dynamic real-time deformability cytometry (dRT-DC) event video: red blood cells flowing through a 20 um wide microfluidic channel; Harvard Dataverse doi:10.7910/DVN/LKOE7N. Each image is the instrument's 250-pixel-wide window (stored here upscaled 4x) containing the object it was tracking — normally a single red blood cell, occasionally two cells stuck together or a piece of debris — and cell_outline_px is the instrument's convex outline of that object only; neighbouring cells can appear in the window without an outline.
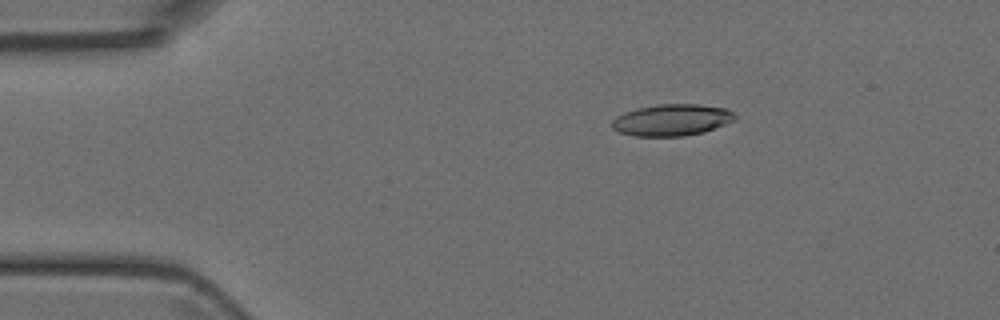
{"species": "Egyptian fruit bat (a non-hibernating species)", "species_latin": "Rousettus aegyptiacus", "temperature_condition": "room temperature", "stored_images_in_passage": 4, "camera_frame_rate_fps": 3000, "um_per_image_px": 0.085, "animal": {"sex": "female"}, "frame": {"image": 1, "passage_image": 3, "time_ms": 2.333, "image_size_px": [1000, 320], "cell_outline_px": [[736, 120], [704, 132], [684, 136], [636, 136], [620, 132], [612, 128], [612, 120], [616, 116], [624, 112], [636, 108], [660, 104], [696, 104], [728, 108], [736, 112]], "centroid_in_image_um": [57.14, 10.19], "position_along_channel_um": 27.9, "area_um2": 22.83}}